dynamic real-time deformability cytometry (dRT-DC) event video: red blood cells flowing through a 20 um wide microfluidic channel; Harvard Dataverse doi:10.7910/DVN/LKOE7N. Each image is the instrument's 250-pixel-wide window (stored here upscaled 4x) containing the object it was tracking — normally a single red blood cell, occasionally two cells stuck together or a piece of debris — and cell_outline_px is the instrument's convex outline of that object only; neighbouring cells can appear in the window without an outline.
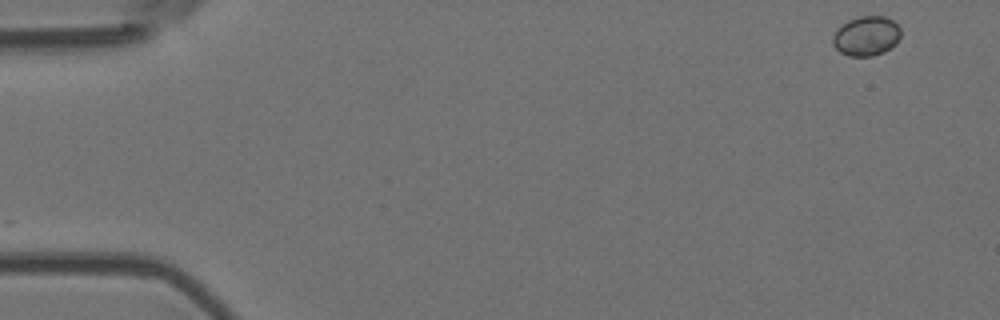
{"species": "Egyptian fruit bat (a non-hibernating species)", "species_latin": "Rousettus aegyptiacus", "temperature_condition": "room temperature", "stored_images_in_passage": 6, "camera_frame_rate_fps": 3000, "um_per_image_px": 0.085, "animal": {"sex": "female"}, "frame": {"image": 1, "passage_image": 1, "time_ms": 0.0, "image_size_px": [1000, 320], "cell_outline_px": [[900, 36], [896, 44], [884, 52], [872, 56], [848, 56], [840, 52], [832, 44], [832, 36], [836, 28], [848, 20], [860, 16], [884, 16], [892, 20], [900, 28]], "centroid_in_image_um": [73.61, 3.06], "position_along_channel_um": 11.4, "area_um2": 15.84}}
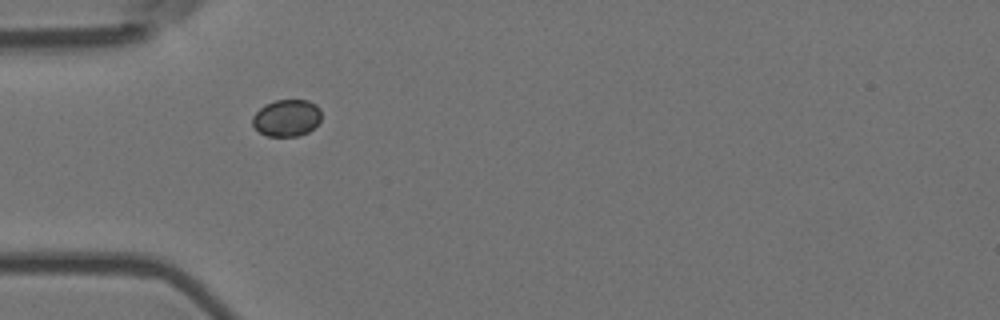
{"frame": {"image": 2, "passage_image": 5, "time_ms": 1.333, "image_size_px": [1000, 320], "cell_outline_px": [[320, 120], [308, 132], [296, 136], [268, 136], [260, 132], [252, 124], [252, 116], [264, 104], [276, 100], [308, 100], [316, 104], [320, 108]], "centroid_in_image_um": [24.36, 10.01], "position_along_channel_um": 60.6, "area_um2": 14.74}}
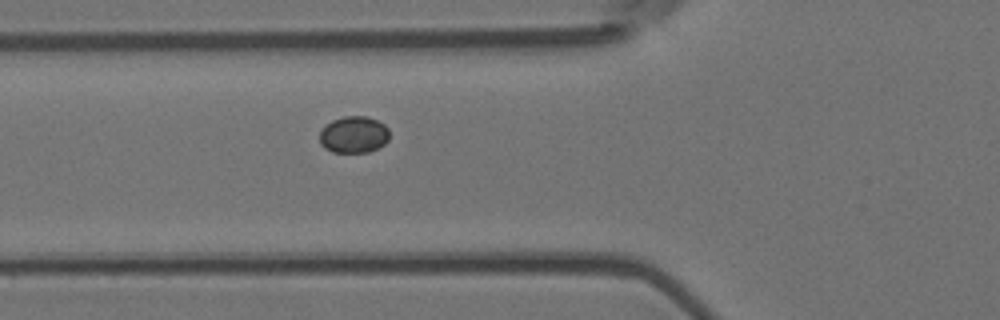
{"frame": {"image": 3, "passage_image": 6, "time_ms": 1.667, "image_size_px": [1000, 320], "cell_outline_px": [[388, 140], [384, 144], [368, 152], [332, 152], [324, 148], [320, 144], [320, 132], [324, 124], [332, 120], [344, 116], [364, 116], [376, 120], [384, 124], [388, 128]], "centroid_in_image_um": [30.03, 11.44], "position_along_channel_um": 95.8, "area_um2": 14.97}}